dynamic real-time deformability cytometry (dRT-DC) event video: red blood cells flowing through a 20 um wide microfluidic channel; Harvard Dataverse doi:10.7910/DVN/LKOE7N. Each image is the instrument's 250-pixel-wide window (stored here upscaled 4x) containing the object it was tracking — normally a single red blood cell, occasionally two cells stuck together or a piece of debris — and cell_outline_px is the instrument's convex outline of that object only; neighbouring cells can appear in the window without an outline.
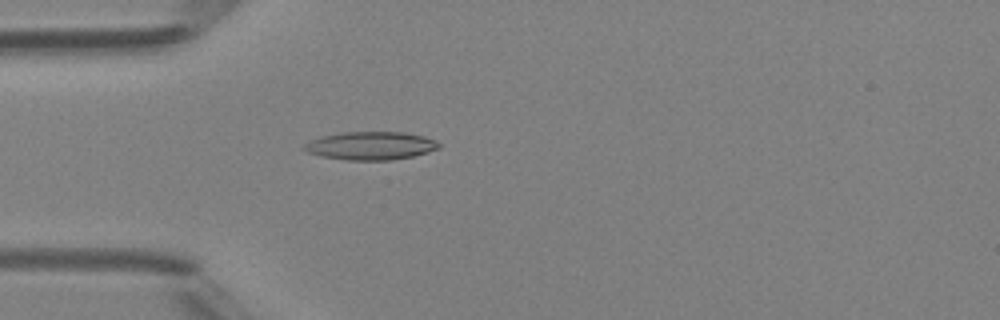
{"species": "Egyptian fruit bat (a non-hibernating species)", "species_latin": "Rousettus aegyptiacus", "temperature_condition": "room temperature", "stored_images_in_passage": 5, "camera_frame_rate_fps": 3000, "um_per_image_px": 0.085, "animal": {"sex": "female"}, "frame": {"image": 1, "passage_image": 5, "time_ms": 4.333, "image_size_px": [1000, 320], "cell_outline_px": [[440, 148], [428, 152], [412, 156], [392, 160], [348, 160], [320, 156], [308, 152], [300, 148], [304, 144], [320, 136], [344, 132], [404, 132], [424, 136], [436, 140], [440, 144]], "centroid_in_image_um": [31.51, 12.38], "position_along_channel_um": 53.5, "area_um2": 22.2}}